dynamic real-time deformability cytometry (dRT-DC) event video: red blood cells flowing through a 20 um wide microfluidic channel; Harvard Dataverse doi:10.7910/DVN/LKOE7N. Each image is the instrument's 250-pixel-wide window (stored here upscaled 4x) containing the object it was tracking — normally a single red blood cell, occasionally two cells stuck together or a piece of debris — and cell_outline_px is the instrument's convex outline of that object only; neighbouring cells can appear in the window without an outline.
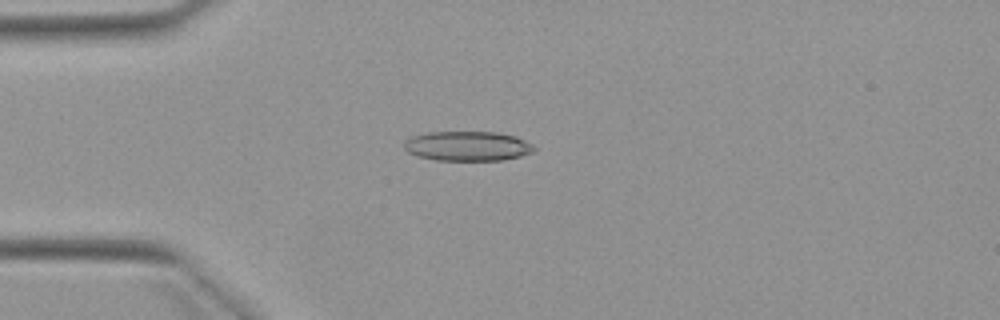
{"species": "Egyptian fruit bat (a non-hibernating species)", "species_latin": "Rousettus aegyptiacus", "temperature_condition": "warm", "stored_images_in_passage": 4, "camera_frame_rate_fps": 3000, "um_per_image_px": 0.085, "animal": {"sex": "female"}, "frame": {"image": 1, "passage_image": 4, "time_ms": 4.333, "image_size_px": [1000, 320], "cell_outline_px": [[536, 148], [532, 152], [520, 156], [504, 160], [436, 160], [420, 156], [408, 152], [404, 148], [404, 140], [412, 136], [428, 132], [496, 132], [516, 136], [532, 144]], "centroid_in_image_um": [39.74, 12.41], "position_along_channel_um": 45.3, "area_um2": 22.43}}